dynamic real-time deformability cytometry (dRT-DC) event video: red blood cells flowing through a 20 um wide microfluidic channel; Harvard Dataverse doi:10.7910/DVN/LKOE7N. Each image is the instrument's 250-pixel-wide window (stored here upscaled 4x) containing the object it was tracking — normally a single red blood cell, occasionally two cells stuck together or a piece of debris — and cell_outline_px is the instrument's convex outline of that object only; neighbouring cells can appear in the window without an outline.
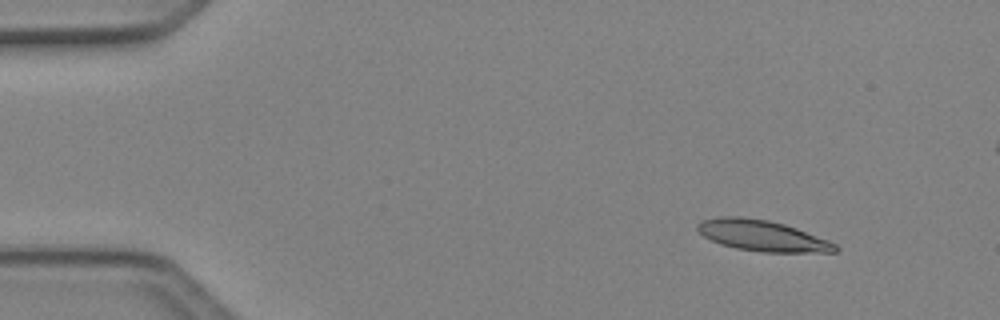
{"species": "Egyptian fruit bat (a non-hibernating species)", "species_latin": "Rousettus aegyptiacus", "temperature_condition": "cold", "stored_images_in_passage": 5, "camera_frame_rate_fps": 3000, "um_per_image_px": 0.085, "animal": {"sex": "female"}, "frame": {"image": 1, "passage_image": 2, "time_ms": 0.333, "image_size_px": [1000, 320], "cell_outline_px": [[840, 248], [836, 252], [760, 252], [736, 248], [720, 244], [704, 236], [696, 228], [696, 224], [700, 220], [720, 216], [744, 216], [768, 220], [784, 224], [796, 228], [828, 240], [836, 244]], "centroid_in_image_um": [64.77, 20.02], "position_along_channel_um": 20.2, "area_um2": 24.91}}